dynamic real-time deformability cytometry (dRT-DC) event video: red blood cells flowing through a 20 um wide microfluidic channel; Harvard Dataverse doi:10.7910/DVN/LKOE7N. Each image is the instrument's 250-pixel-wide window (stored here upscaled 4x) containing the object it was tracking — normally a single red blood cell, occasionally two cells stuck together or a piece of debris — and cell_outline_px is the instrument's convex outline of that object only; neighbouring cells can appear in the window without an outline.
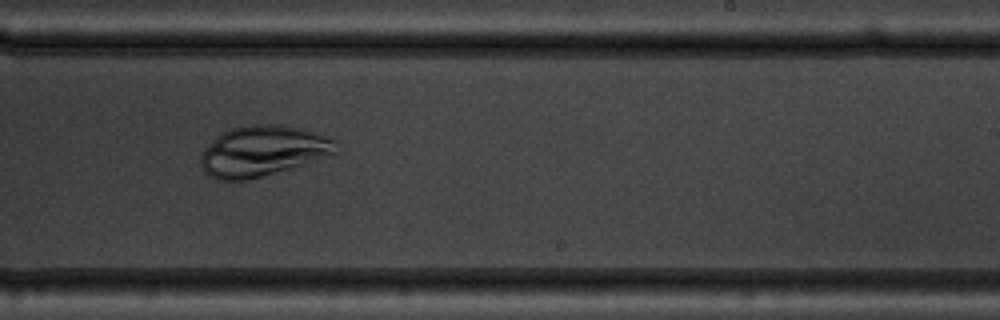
{"species": "common noctule bat (a hibernating species)", "species_latin": "Nyctalus noctula", "temperature_condition": "warm", "stored_images_in_passage": 45, "camera_frame_rate_fps": 3000, "um_per_image_px": 0.085, "animal": {"sex": "male", "body_mass_g": 19.5, "forearm_length_mm": 54.6}, "frame": {"image": 1, "passage_image": 25, "time_ms": 8.0, "image_size_px": [1000, 320], "cell_outline_px": [[336, 152], [288, 168], [248, 180], [216, 180], [208, 176], [204, 172], [200, 164], [200, 152], [220, 132], [232, 128], [248, 124], [280, 124], [304, 128], [336, 140]], "centroid_in_image_um": [22.24, 12.81], "position_along_channel_um": 266.8, "area_um2": 39.71}}
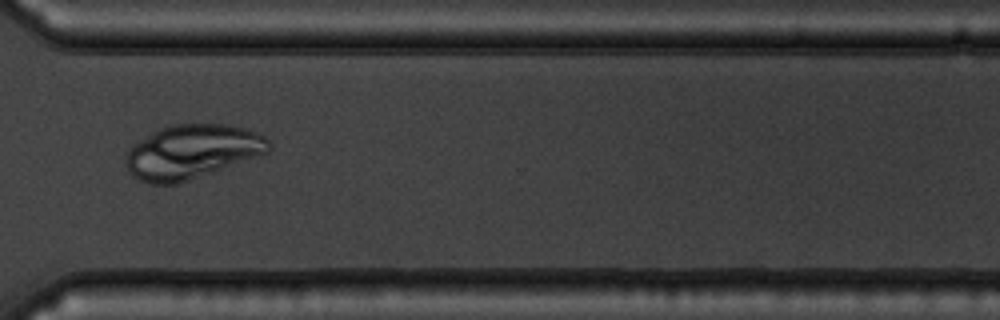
{"frame": {"image": 2, "passage_image": 32, "time_ms": 10.333, "image_size_px": [1000, 320], "cell_outline_px": [[272, 148], [268, 152], [212, 172], [176, 184], [152, 184], [140, 180], [132, 176], [124, 160], [128, 152], [140, 140], [172, 124], [224, 124], [244, 128], [256, 132], [264, 136], [272, 144]], "centroid_in_image_um": [16.35, 12.9], "position_along_channel_um": 354.3, "area_um2": 44.27}}
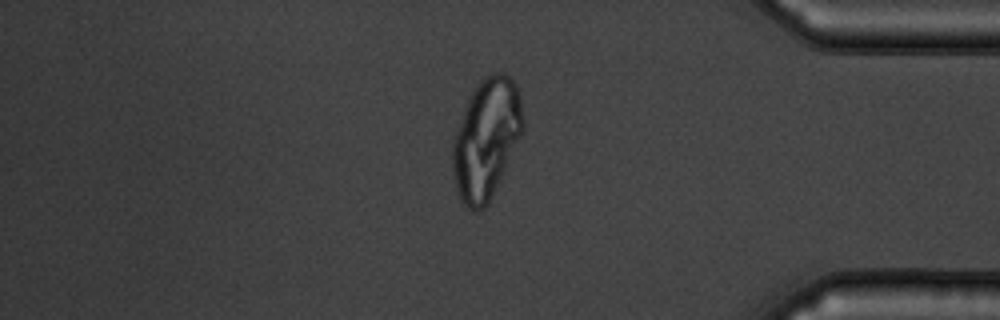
{"frame": {"image": 3, "passage_image": 37, "time_ms": 12.0, "image_size_px": [1000, 320], "cell_outline_px": [[524, 128], [488, 204], [480, 212], [472, 212], [460, 200], [456, 192], [452, 168], [452, 140], [464, 108], [472, 88], [480, 80], [492, 72], [504, 72], [516, 84], [520, 92], [524, 120]], "centroid_in_image_um": [41.31, 11.79], "position_along_channel_um": 393.9, "area_um2": 49.71}}